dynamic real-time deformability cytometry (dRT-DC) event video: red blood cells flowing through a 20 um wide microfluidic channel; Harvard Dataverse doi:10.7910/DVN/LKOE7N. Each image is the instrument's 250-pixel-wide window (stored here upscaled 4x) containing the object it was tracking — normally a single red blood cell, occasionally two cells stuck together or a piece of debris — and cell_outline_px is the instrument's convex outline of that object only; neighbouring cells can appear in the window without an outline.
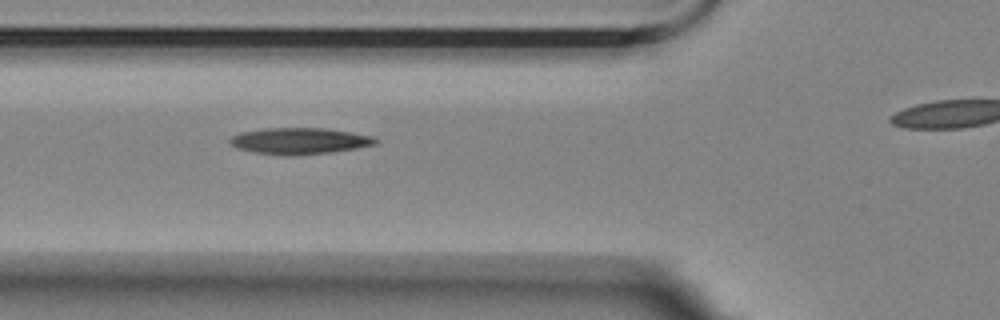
{"species": "Egyptian fruit bat (a non-hibernating species)", "species_latin": "Rousettus aegyptiacus", "temperature_condition": "room temperature", "stored_images_in_passage": 5, "segment_of_instrument_passage": [1, 2], "camera_frame_rate_fps": 3000, "um_per_image_px": 0.085, "animal": {"sex": "female"}, "frame": {"image": 1, "passage_image": 3, "time_ms": 0.667, "image_size_px": [1000, 320], "cell_outline_px": [[380, 140], [376, 144], [356, 148], [332, 152], [288, 156], [256, 152], [236, 148], [228, 140], [232, 136], [240, 132], [264, 128], [328, 128], [352, 132], [372, 136]], "centroid_in_image_um": [25.48, 11.97], "position_along_channel_um": 100.3, "area_um2": 22.43}}
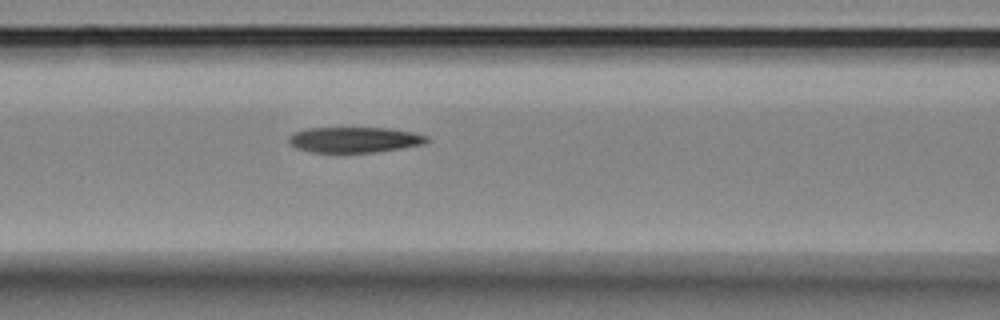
{"frame": {"image": 2, "passage_image": 4, "time_ms": 1.0, "image_size_px": [1000, 320], "cell_outline_px": [[428, 140], [424, 144], [376, 152], [308, 152], [296, 148], [288, 144], [288, 136], [292, 132], [308, 128], [392, 128], [412, 132], [428, 136]], "centroid_in_image_um": [30.07, 11.87], "position_along_channel_um": 136.5, "area_um2": 20.69}}